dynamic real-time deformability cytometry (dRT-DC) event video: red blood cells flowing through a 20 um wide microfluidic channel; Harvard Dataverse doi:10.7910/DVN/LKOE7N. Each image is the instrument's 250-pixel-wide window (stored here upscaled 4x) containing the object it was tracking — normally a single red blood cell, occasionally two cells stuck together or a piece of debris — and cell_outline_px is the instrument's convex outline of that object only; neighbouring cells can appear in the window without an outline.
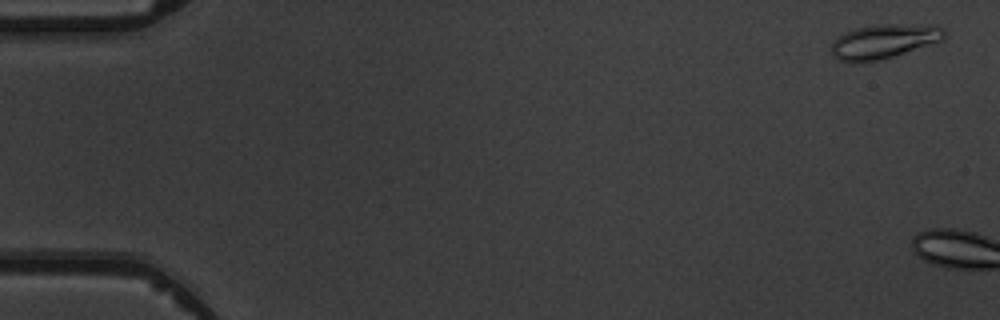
{"species": "common noctule bat (a hibernating species)", "species_latin": "Nyctalus noctula", "temperature_condition": "warm", "stored_images_in_passage": 2, "camera_frame_rate_fps": 3000, "um_per_image_px": 0.085, "animal": {"sex": "male", "body_mass_g": 19.5, "forearm_length_mm": 54.6}, "frame": {"image": 1, "passage_image": 1, "time_ms": 0.0, "image_size_px": [1000, 320], "cell_outline_px": [[944, 40], [880, 60], [856, 64], [836, 60], [832, 56], [832, 44], [836, 36], [844, 32], [856, 28], [876, 24], [936, 24], [944, 28]], "centroid_in_image_um": [75.1, 3.52], "position_along_channel_um": 9.9, "area_um2": 23.12}}